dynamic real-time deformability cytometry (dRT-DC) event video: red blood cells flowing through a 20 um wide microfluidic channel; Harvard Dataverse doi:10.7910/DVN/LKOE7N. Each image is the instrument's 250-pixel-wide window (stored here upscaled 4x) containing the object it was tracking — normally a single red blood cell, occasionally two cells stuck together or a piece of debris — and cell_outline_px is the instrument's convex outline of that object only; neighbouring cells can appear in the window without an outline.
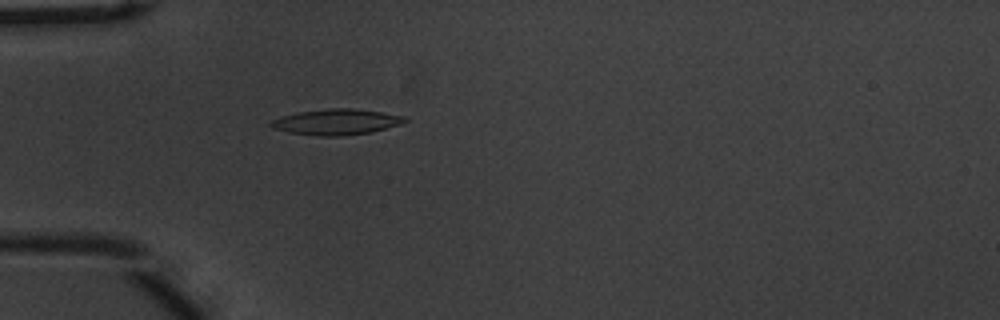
{"species": "common noctule bat (a hibernating species)", "species_latin": "Nyctalus noctula", "temperature_condition": "warm", "stored_images_in_passage": 52, "camera_frame_rate_fps": 3000, "um_per_image_px": 0.085, "animal": {"sex": "male", "body_mass_g": 20.1, "forearm_length_mm": 53.5}, "frame": {"image": 1, "passage_image": 14, "time_ms": 4.333, "image_size_px": [1000, 320], "cell_outline_px": [[408, 120], [400, 124], [372, 132], [340, 136], [316, 136], [288, 132], [272, 128], [268, 124], [272, 120], [280, 116], [300, 112], [328, 108], [352, 108], [380, 112], [404, 116]], "centroid_in_image_um": [28.55, 10.37], "position_along_channel_um": 56.4, "area_um2": 20.06}}
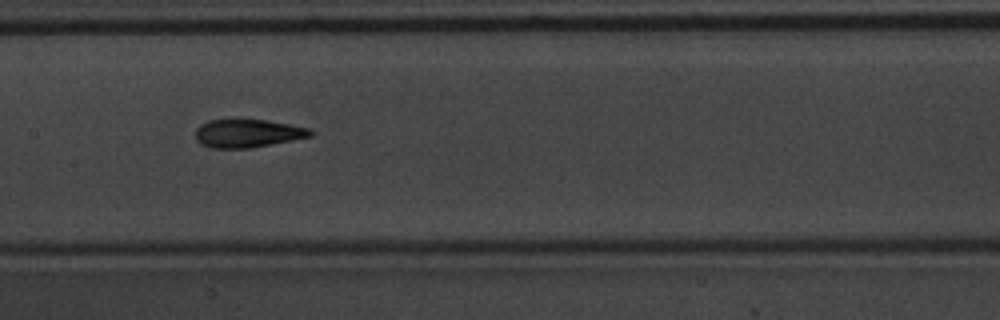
{"frame": {"image": 2, "passage_image": 25, "time_ms": 8.0, "image_size_px": [1000, 320], "cell_outline_px": [[316, 132], [312, 136], [292, 140], [248, 148], [212, 148], [200, 144], [196, 140], [196, 128], [200, 124], [208, 120], [264, 120], [312, 128]], "centroid_in_image_um": [21.06, 11.33], "position_along_channel_um": 186.3, "area_um2": 18.84}}
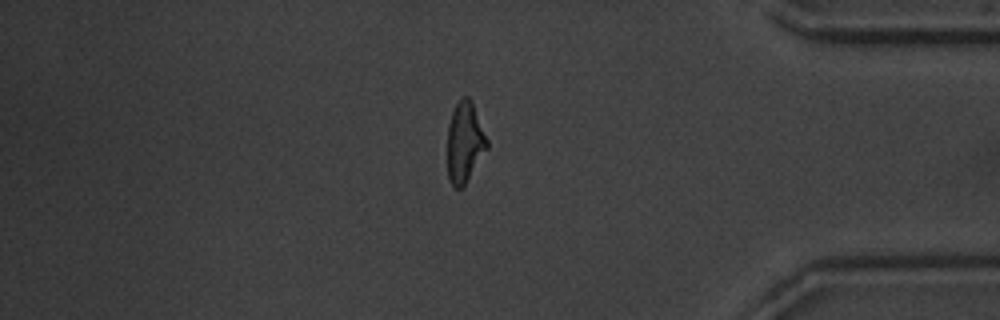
{"frame": {"image": 3, "passage_image": 44, "time_ms": 14.333, "image_size_px": [1000, 320], "cell_outline_px": [[488, 148], [464, 184], [460, 188], [456, 188], [448, 180], [448, 124], [452, 112], [460, 96], [468, 96], [472, 100], [488, 140]], "centroid_in_image_um": [39.5, 12.04], "position_along_channel_um": 395.7, "area_um2": 18.55}, "authors_computed_cell_mechanics": {"area_um2": 18.8428, "velocity_mm_per_s": 3.7175, "shape_relaxation_time_tau1_ms": 4.3232, "shape_relaxation_time_tau2_ms": 1.8692, "deformation_change_tau1": 0.1861, "deformation_change_tau2": 0.0935}}